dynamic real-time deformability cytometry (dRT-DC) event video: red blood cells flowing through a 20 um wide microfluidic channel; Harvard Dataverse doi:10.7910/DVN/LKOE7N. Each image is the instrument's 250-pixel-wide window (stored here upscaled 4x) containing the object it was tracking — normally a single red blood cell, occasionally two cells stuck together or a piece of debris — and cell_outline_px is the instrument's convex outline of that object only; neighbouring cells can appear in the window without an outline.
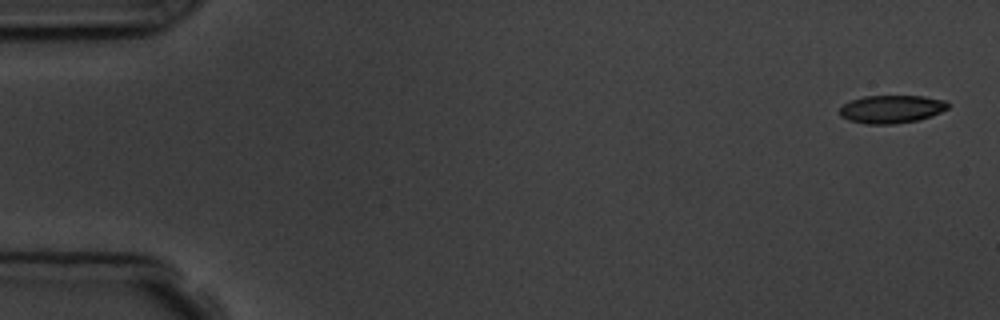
{"species": "common noctule bat (a hibernating species)", "species_latin": "Nyctalus noctula", "temperature_condition": "room temperature", "stored_images_in_passage": 5, "camera_frame_rate_fps": 3000, "um_per_image_px": 0.085, "animal": {"sex": "male", "body_mass_g": 19.5, "forearm_length_mm": 54.6}, "frame": {"image": 1, "passage_image": 1, "time_ms": 0.0, "image_size_px": [1000, 320], "cell_outline_px": [[948, 108], [932, 116], [916, 120], [892, 124], [864, 124], [848, 120], [840, 116], [840, 108], [844, 104], [852, 100], [864, 96], [924, 96], [944, 100], [948, 104]], "centroid_in_image_um": [75.76, 9.28], "position_along_channel_um": 9.2, "area_um2": 17.57}}
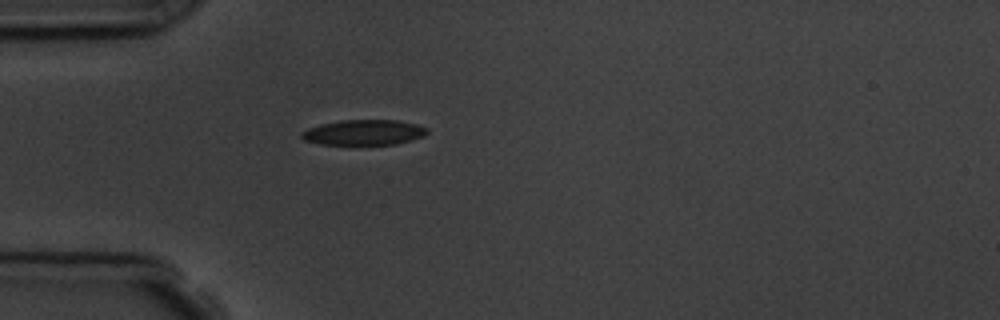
{"frame": {"image": 2, "passage_image": 5, "time_ms": 4.667, "image_size_px": [1000, 320], "cell_outline_px": [[428, 132], [424, 136], [412, 140], [396, 144], [352, 148], [320, 144], [304, 140], [300, 136], [300, 132], [308, 128], [320, 124], [340, 120], [396, 120], [416, 124], [428, 128]], "centroid_in_image_um": [30.88, 11.31], "position_along_channel_um": 54.1, "area_um2": 19.65}}